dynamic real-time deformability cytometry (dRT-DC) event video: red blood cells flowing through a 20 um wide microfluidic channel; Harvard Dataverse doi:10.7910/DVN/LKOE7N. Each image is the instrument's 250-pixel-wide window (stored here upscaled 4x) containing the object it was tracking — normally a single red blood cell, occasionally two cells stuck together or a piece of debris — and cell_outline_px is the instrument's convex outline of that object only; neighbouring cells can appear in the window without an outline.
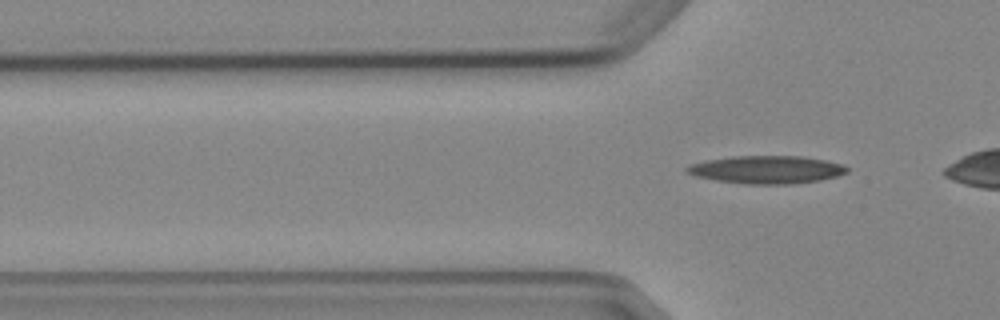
{"species": "Egyptian fruit bat (a non-hibernating species)", "species_latin": "Rousettus aegyptiacus", "temperature_condition": "cold", "stored_images_in_passage": 2, "camera_frame_rate_fps": 3000, "um_per_image_px": 0.085, "animal": {"sex": "female"}, "frame": {"image": 1, "passage_image": 2, "time_ms": 2.0, "image_size_px": [1000, 320], "cell_outline_px": [[848, 172], [836, 176], [820, 180], [792, 184], [744, 184], [716, 180], [696, 176], [684, 172], [684, 168], [688, 164], [704, 160], [732, 156], [800, 156], [824, 160], [844, 164], [848, 168]], "centroid_in_image_um": [65.11, 14.41], "position_along_channel_um": 60.7, "area_um2": 26.18}}